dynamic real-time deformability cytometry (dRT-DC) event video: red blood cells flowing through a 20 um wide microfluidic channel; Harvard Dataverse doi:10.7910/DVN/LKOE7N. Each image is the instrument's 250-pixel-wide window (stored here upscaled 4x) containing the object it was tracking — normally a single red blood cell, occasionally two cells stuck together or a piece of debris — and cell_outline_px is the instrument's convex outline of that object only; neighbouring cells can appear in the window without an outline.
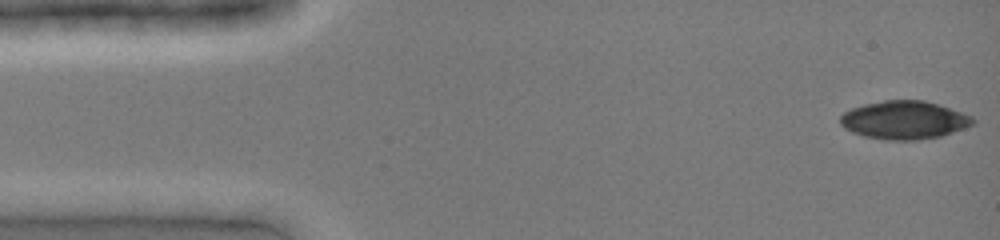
{"species": "common noctule bat (a hibernating species)", "species_latin": "Nyctalus noctula", "temperature_condition": "cold", "stored_images_in_passage": 12, "camera_frame_rate_fps": 3000, "um_per_image_px": 0.085, "animal": {"sex": "female", "body_mass_g": 19.0, "forearm_length_mm": 51.5}, "frame": {"image": 1, "passage_image": 1, "time_ms": 0.0, "image_size_px": [1000, 240], "cell_outline_px": [[976, 124], [940, 136], [916, 140], [884, 140], [864, 136], [852, 132], [844, 128], [840, 124], [840, 116], [844, 112], [852, 108], [864, 104], [884, 100], [924, 100], [972, 116], [976, 120]], "centroid_in_image_um": [76.84, 10.21], "position_along_channel_um": 8.2, "area_um2": 29.48}}
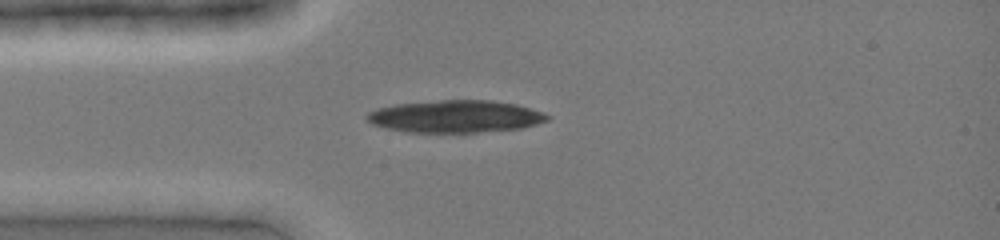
{"frame": {"image": 2, "passage_image": 10, "time_ms": 3.0, "image_size_px": [1000, 240], "cell_outline_px": [[552, 116], [548, 120], [524, 128], [476, 132], [408, 132], [384, 128], [372, 124], [364, 120], [364, 116], [368, 112], [376, 108], [396, 104], [440, 100], [492, 100], [516, 104]], "centroid_in_image_um": [38.66, 9.9], "position_along_channel_um": 46.3, "area_um2": 34.1}}